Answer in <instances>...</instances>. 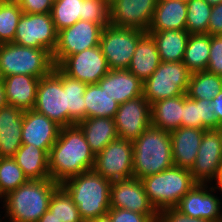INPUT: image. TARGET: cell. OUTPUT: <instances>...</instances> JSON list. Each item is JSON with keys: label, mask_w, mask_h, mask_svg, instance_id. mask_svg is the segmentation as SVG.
<instances>
[{"label": "cell", "mask_w": 222, "mask_h": 222, "mask_svg": "<svg viewBox=\"0 0 222 222\" xmlns=\"http://www.w3.org/2000/svg\"><path fill=\"white\" fill-rule=\"evenodd\" d=\"M95 156L77 124L61 127L48 155L51 180L61 184L72 176L93 169Z\"/></svg>", "instance_id": "6da1fadb"}, {"label": "cell", "mask_w": 222, "mask_h": 222, "mask_svg": "<svg viewBox=\"0 0 222 222\" xmlns=\"http://www.w3.org/2000/svg\"><path fill=\"white\" fill-rule=\"evenodd\" d=\"M112 182L94 169L72 176L60 186L76 204L84 222L106 215L110 209Z\"/></svg>", "instance_id": "7a4b0ae2"}, {"label": "cell", "mask_w": 222, "mask_h": 222, "mask_svg": "<svg viewBox=\"0 0 222 222\" xmlns=\"http://www.w3.org/2000/svg\"><path fill=\"white\" fill-rule=\"evenodd\" d=\"M59 186L51 179L29 180L20 185L2 198L5 217L9 222H38L48 210L52 194Z\"/></svg>", "instance_id": "3957f363"}, {"label": "cell", "mask_w": 222, "mask_h": 222, "mask_svg": "<svg viewBox=\"0 0 222 222\" xmlns=\"http://www.w3.org/2000/svg\"><path fill=\"white\" fill-rule=\"evenodd\" d=\"M132 143L134 178L143 179L174 166L168 131L150 125Z\"/></svg>", "instance_id": "277c9868"}, {"label": "cell", "mask_w": 222, "mask_h": 222, "mask_svg": "<svg viewBox=\"0 0 222 222\" xmlns=\"http://www.w3.org/2000/svg\"><path fill=\"white\" fill-rule=\"evenodd\" d=\"M147 197L157 212L175 207L196 184L190 169L173 166L157 174L140 179Z\"/></svg>", "instance_id": "5b68a950"}, {"label": "cell", "mask_w": 222, "mask_h": 222, "mask_svg": "<svg viewBox=\"0 0 222 222\" xmlns=\"http://www.w3.org/2000/svg\"><path fill=\"white\" fill-rule=\"evenodd\" d=\"M0 66L4 77L24 74L41 78L50 74L55 64L52 54L45 49L10 42L0 44Z\"/></svg>", "instance_id": "8992f818"}, {"label": "cell", "mask_w": 222, "mask_h": 222, "mask_svg": "<svg viewBox=\"0 0 222 222\" xmlns=\"http://www.w3.org/2000/svg\"><path fill=\"white\" fill-rule=\"evenodd\" d=\"M191 73L183 62H160L159 67L143 83V97L153 104L156 101L184 95Z\"/></svg>", "instance_id": "52a82bcc"}, {"label": "cell", "mask_w": 222, "mask_h": 222, "mask_svg": "<svg viewBox=\"0 0 222 222\" xmlns=\"http://www.w3.org/2000/svg\"><path fill=\"white\" fill-rule=\"evenodd\" d=\"M146 32L108 24L103 28L100 47L110 70L128 69L139 39Z\"/></svg>", "instance_id": "ba28073f"}, {"label": "cell", "mask_w": 222, "mask_h": 222, "mask_svg": "<svg viewBox=\"0 0 222 222\" xmlns=\"http://www.w3.org/2000/svg\"><path fill=\"white\" fill-rule=\"evenodd\" d=\"M33 109L61 127L68 126V108L66 91L63 89V72L57 66L50 74L40 78Z\"/></svg>", "instance_id": "9c48e42d"}, {"label": "cell", "mask_w": 222, "mask_h": 222, "mask_svg": "<svg viewBox=\"0 0 222 222\" xmlns=\"http://www.w3.org/2000/svg\"><path fill=\"white\" fill-rule=\"evenodd\" d=\"M93 169L111 182L133 178L132 141L121 138L111 141L96 154Z\"/></svg>", "instance_id": "30bf717a"}, {"label": "cell", "mask_w": 222, "mask_h": 222, "mask_svg": "<svg viewBox=\"0 0 222 222\" xmlns=\"http://www.w3.org/2000/svg\"><path fill=\"white\" fill-rule=\"evenodd\" d=\"M57 35L51 13H23L17 24L13 43L45 49L53 54L57 46Z\"/></svg>", "instance_id": "8fae6325"}, {"label": "cell", "mask_w": 222, "mask_h": 222, "mask_svg": "<svg viewBox=\"0 0 222 222\" xmlns=\"http://www.w3.org/2000/svg\"><path fill=\"white\" fill-rule=\"evenodd\" d=\"M103 27L91 21L78 20L73 26L58 31L57 46L52 54L55 66L67 56L99 46Z\"/></svg>", "instance_id": "7c38bea8"}, {"label": "cell", "mask_w": 222, "mask_h": 222, "mask_svg": "<svg viewBox=\"0 0 222 222\" xmlns=\"http://www.w3.org/2000/svg\"><path fill=\"white\" fill-rule=\"evenodd\" d=\"M222 165V128L206 130L201 140L194 165L190 169L196 183L217 181Z\"/></svg>", "instance_id": "4fadbf2b"}, {"label": "cell", "mask_w": 222, "mask_h": 222, "mask_svg": "<svg viewBox=\"0 0 222 222\" xmlns=\"http://www.w3.org/2000/svg\"><path fill=\"white\" fill-rule=\"evenodd\" d=\"M57 67L67 76L86 84H97L110 70L100 45L67 56Z\"/></svg>", "instance_id": "5bb4252c"}, {"label": "cell", "mask_w": 222, "mask_h": 222, "mask_svg": "<svg viewBox=\"0 0 222 222\" xmlns=\"http://www.w3.org/2000/svg\"><path fill=\"white\" fill-rule=\"evenodd\" d=\"M114 121L118 138L133 142L151 125V105L143 95L121 103Z\"/></svg>", "instance_id": "9a60e30c"}, {"label": "cell", "mask_w": 222, "mask_h": 222, "mask_svg": "<svg viewBox=\"0 0 222 222\" xmlns=\"http://www.w3.org/2000/svg\"><path fill=\"white\" fill-rule=\"evenodd\" d=\"M158 0H115L109 5V24L148 32Z\"/></svg>", "instance_id": "2e32d148"}, {"label": "cell", "mask_w": 222, "mask_h": 222, "mask_svg": "<svg viewBox=\"0 0 222 222\" xmlns=\"http://www.w3.org/2000/svg\"><path fill=\"white\" fill-rule=\"evenodd\" d=\"M196 183L175 206L181 213L193 218L222 222V202L212 194L217 187ZM209 189V190H208Z\"/></svg>", "instance_id": "e0dca14e"}, {"label": "cell", "mask_w": 222, "mask_h": 222, "mask_svg": "<svg viewBox=\"0 0 222 222\" xmlns=\"http://www.w3.org/2000/svg\"><path fill=\"white\" fill-rule=\"evenodd\" d=\"M110 208H121L145 215H158L148 200L141 180L134 177L112 182Z\"/></svg>", "instance_id": "ac0fdd59"}, {"label": "cell", "mask_w": 222, "mask_h": 222, "mask_svg": "<svg viewBox=\"0 0 222 222\" xmlns=\"http://www.w3.org/2000/svg\"><path fill=\"white\" fill-rule=\"evenodd\" d=\"M60 130L61 126L34 109L24 111L22 144H32L49 154L59 137Z\"/></svg>", "instance_id": "d6986e66"}, {"label": "cell", "mask_w": 222, "mask_h": 222, "mask_svg": "<svg viewBox=\"0 0 222 222\" xmlns=\"http://www.w3.org/2000/svg\"><path fill=\"white\" fill-rule=\"evenodd\" d=\"M23 114L9 104L0 108V158L14 157L22 145Z\"/></svg>", "instance_id": "ffe728a7"}, {"label": "cell", "mask_w": 222, "mask_h": 222, "mask_svg": "<svg viewBox=\"0 0 222 222\" xmlns=\"http://www.w3.org/2000/svg\"><path fill=\"white\" fill-rule=\"evenodd\" d=\"M205 131L204 129L180 127L169 132L174 166L192 168Z\"/></svg>", "instance_id": "44dd1931"}, {"label": "cell", "mask_w": 222, "mask_h": 222, "mask_svg": "<svg viewBox=\"0 0 222 222\" xmlns=\"http://www.w3.org/2000/svg\"><path fill=\"white\" fill-rule=\"evenodd\" d=\"M97 84L119 104L143 95V82L129 70H109Z\"/></svg>", "instance_id": "7402d4cb"}, {"label": "cell", "mask_w": 222, "mask_h": 222, "mask_svg": "<svg viewBox=\"0 0 222 222\" xmlns=\"http://www.w3.org/2000/svg\"><path fill=\"white\" fill-rule=\"evenodd\" d=\"M40 78L16 74L4 77L3 84L7 103L23 111L33 109Z\"/></svg>", "instance_id": "603a6c76"}, {"label": "cell", "mask_w": 222, "mask_h": 222, "mask_svg": "<svg viewBox=\"0 0 222 222\" xmlns=\"http://www.w3.org/2000/svg\"><path fill=\"white\" fill-rule=\"evenodd\" d=\"M161 60L153 36L146 32L138 41L129 70L143 83L159 67Z\"/></svg>", "instance_id": "cb8c5ba5"}, {"label": "cell", "mask_w": 222, "mask_h": 222, "mask_svg": "<svg viewBox=\"0 0 222 222\" xmlns=\"http://www.w3.org/2000/svg\"><path fill=\"white\" fill-rule=\"evenodd\" d=\"M187 4L179 0H158L148 32L186 30Z\"/></svg>", "instance_id": "d4e9b609"}, {"label": "cell", "mask_w": 222, "mask_h": 222, "mask_svg": "<svg viewBox=\"0 0 222 222\" xmlns=\"http://www.w3.org/2000/svg\"><path fill=\"white\" fill-rule=\"evenodd\" d=\"M181 127L204 130L220 129V123L215 116L214 106L211 100H193L185 93Z\"/></svg>", "instance_id": "484cf974"}, {"label": "cell", "mask_w": 222, "mask_h": 222, "mask_svg": "<svg viewBox=\"0 0 222 222\" xmlns=\"http://www.w3.org/2000/svg\"><path fill=\"white\" fill-rule=\"evenodd\" d=\"M77 125L84 133L86 141L95 155L118 138L114 118H86Z\"/></svg>", "instance_id": "4316f807"}, {"label": "cell", "mask_w": 222, "mask_h": 222, "mask_svg": "<svg viewBox=\"0 0 222 222\" xmlns=\"http://www.w3.org/2000/svg\"><path fill=\"white\" fill-rule=\"evenodd\" d=\"M48 155L32 144H22L13 158L28 180H46L51 179Z\"/></svg>", "instance_id": "83f0119b"}, {"label": "cell", "mask_w": 222, "mask_h": 222, "mask_svg": "<svg viewBox=\"0 0 222 222\" xmlns=\"http://www.w3.org/2000/svg\"><path fill=\"white\" fill-rule=\"evenodd\" d=\"M184 95L162 99L151 104V125L168 132L181 127Z\"/></svg>", "instance_id": "f1b7e54d"}, {"label": "cell", "mask_w": 222, "mask_h": 222, "mask_svg": "<svg viewBox=\"0 0 222 222\" xmlns=\"http://www.w3.org/2000/svg\"><path fill=\"white\" fill-rule=\"evenodd\" d=\"M150 33L156 44L162 62H182L187 41L190 36L187 30H164Z\"/></svg>", "instance_id": "f546056e"}, {"label": "cell", "mask_w": 222, "mask_h": 222, "mask_svg": "<svg viewBox=\"0 0 222 222\" xmlns=\"http://www.w3.org/2000/svg\"><path fill=\"white\" fill-rule=\"evenodd\" d=\"M210 44L209 34H190L182 60L190 73L207 70Z\"/></svg>", "instance_id": "4dcf8cb0"}, {"label": "cell", "mask_w": 222, "mask_h": 222, "mask_svg": "<svg viewBox=\"0 0 222 222\" xmlns=\"http://www.w3.org/2000/svg\"><path fill=\"white\" fill-rule=\"evenodd\" d=\"M86 107V118H114L119 103L98 84H88L83 95Z\"/></svg>", "instance_id": "1f68e13d"}, {"label": "cell", "mask_w": 222, "mask_h": 222, "mask_svg": "<svg viewBox=\"0 0 222 222\" xmlns=\"http://www.w3.org/2000/svg\"><path fill=\"white\" fill-rule=\"evenodd\" d=\"M87 85L63 73V89L66 91L68 108V126L75 125L81 120L86 119V107L83 95Z\"/></svg>", "instance_id": "d6a6232c"}, {"label": "cell", "mask_w": 222, "mask_h": 222, "mask_svg": "<svg viewBox=\"0 0 222 222\" xmlns=\"http://www.w3.org/2000/svg\"><path fill=\"white\" fill-rule=\"evenodd\" d=\"M222 91V77L207 70L191 73L186 95L193 100H212Z\"/></svg>", "instance_id": "836d02e7"}, {"label": "cell", "mask_w": 222, "mask_h": 222, "mask_svg": "<svg viewBox=\"0 0 222 222\" xmlns=\"http://www.w3.org/2000/svg\"><path fill=\"white\" fill-rule=\"evenodd\" d=\"M56 31L73 26L83 16V0H56L51 10Z\"/></svg>", "instance_id": "e575fe53"}, {"label": "cell", "mask_w": 222, "mask_h": 222, "mask_svg": "<svg viewBox=\"0 0 222 222\" xmlns=\"http://www.w3.org/2000/svg\"><path fill=\"white\" fill-rule=\"evenodd\" d=\"M22 14L16 0H0V44L13 42Z\"/></svg>", "instance_id": "d590c367"}, {"label": "cell", "mask_w": 222, "mask_h": 222, "mask_svg": "<svg viewBox=\"0 0 222 222\" xmlns=\"http://www.w3.org/2000/svg\"><path fill=\"white\" fill-rule=\"evenodd\" d=\"M187 4L186 30L189 34H207L212 5L205 0H189Z\"/></svg>", "instance_id": "8d00e7d4"}, {"label": "cell", "mask_w": 222, "mask_h": 222, "mask_svg": "<svg viewBox=\"0 0 222 222\" xmlns=\"http://www.w3.org/2000/svg\"><path fill=\"white\" fill-rule=\"evenodd\" d=\"M48 210L62 222H84L76 204L61 186L53 192Z\"/></svg>", "instance_id": "74e56055"}, {"label": "cell", "mask_w": 222, "mask_h": 222, "mask_svg": "<svg viewBox=\"0 0 222 222\" xmlns=\"http://www.w3.org/2000/svg\"><path fill=\"white\" fill-rule=\"evenodd\" d=\"M28 181L13 157L0 158V199Z\"/></svg>", "instance_id": "f35d334b"}, {"label": "cell", "mask_w": 222, "mask_h": 222, "mask_svg": "<svg viewBox=\"0 0 222 222\" xmlns=\"http://www.w3.org/2000/svg\"><path fill=\"white\" fill-rule=\"evenodd\" d=\"M109 10L105 0H83V16H80V20L91 21L104 28L109 24Z\"/></svg>", "instance_id": "ab89813d"}, {"label": "cell", "mask_w": 222, "mask_h": 222, "mask_svg": "<svg viewBox=\"0 0 222 222\" xmlns=\"http://www.w3.org/2000/svg\"><path fill=\"white\" fill-rule=\"evenodd\" d=\"M112 222H157L158 215H145L121 208H110L108 213Z\"/></svg>", "instance_id": "60d3db41"}, {"label": "cell", "mask_w": 222, "mask_h": 222, "mask_svg": "<svg viewBox=\"0 0 222 222\" xmlns=\"http://www.w3.org/2000/svg\"><path fill=\"white\" fill-rule=\"evenodd\" d=\"M207 71L222 77V35L211 36Z\"/></svg>", "instance_id": "b9f144b4"}, {"label": "cell", "mask_w": 222, "mask_h": 222, "mask_svg": "<svg viewBox=\"0 0 222 222\" xmlns=\"http://www.w3.org/2000/svg\"><path fill=\"white\" fill-rule=\"evenodd\" d=\"M157 222H211L207 219L193 218L181 213L175 207L164 208L158 212Z\"/></svg>", "instance_id": "7bdbcfd3"}, {"label": "cell", "mask_w": 222, "mask_h": 222, "mask_svg": "<svg viewBox=\"0 0 222 222\" xmlns=\"http://www.w3.org/2000/svg\"><path fill=\"white\" fill-rule=\"evenodd\" d=\"M23 13H51L53 0H16Z\"/></svg>", "instance_id": "ee69618b"}, {"label": "cell", "mask_w": 222, "mask_h": 222, "mask_svg": "<svg viewBox=\"0 0 222 222\" xmlns=\"http://www.w3.org/2000/svg\"><path fill=\"white\" fill-rule=\"evenodd\" d=\"M207 34L210 36L222 35V3L212 6Z\"/></svg>", "instance_id": "f6af8a7d"}, {"label": "cell", "mask_w": 222, "mask_h": 222, "mask_svg": "<svg viewBox=\"0 0 222 222\" xmlns=\"http://www.w3.org/2000/svg\"><path fill=\"white\" fill-rule=\"evenodd\" d=\"M214 106V113L217 117V121L220 123V129L222 128V91L211 100Z\"/></svg>", "instance_id": "bcb514c9"}, {"label": "cell", "mask_w": 222, "mask_h": 222, "mask_svg": "<svg viewBox=\"0 0 222 222\" xmlns=\"http://www.w3.org/2000/svg\"><path fill=\"white\" fill-rule=\"evenodd\" d=\"M38 222H62L58 218L54 216L49 210H47L41 218L38 220Z\"/></svg>", "instance_id": "7dc6e473"}, {"label": "cell", "mask_w": 222, "mask_h": 222, "mask_svg": "<svg viewBox=\"0 0 222 222\" xmlns=\"http://www.w3.org/2000/svg\"><path fill=\"white\" fill-rule=\"evenodd\" d=\"M7 103L6 95H5V87L3 82H0V108L5 106Z\"/></svg>", "instance_id": "c3c4849f"}, {"label": "cell", "mask_w": 222, "mask_h": 222, "mask_svg": "<svg viewBox=\"0 0 222 222\" xmlns=\"http://www.w3.org/2000/svg\"><path fill=\"white\" fill-rule=\"evenodd\" d=\"M86 222H112L110 219V216L108 214L103 215V216H99L96 219H92Z\"/></svg>", "instance_id": "681fc988"}, {"label": "cell", "mask_w": 222, "mask_h": 222, "mask_svg": "<svg viewBox=\"0 0 222 222\" xmlns=\"http://www.w3.org/2000/svg\"><path fill=\"white\" fill-rule=\"evenodd\" d=\"M215 185H216L217 189L221 190V192H222V165H221V170H220V173H219V178L216 181Z\"/></svg>", "instance_id": "f907efd6"}, {"label": "cell", "mask_w": 222, "mask_h": 222, "mask_svg": "<svg viewBox=\"0 0 222 222\" xmlns=\"http://www.w3.org/2000/svg\"><path fill=\"white\" fill-rule=\"evenodd\" d=\"M209 5H217L219 3H222V0H205Z\"/></svg>", "instance_id": "816d5d0a"}, {"label": "cell", "mask_w": 222, "mask_h": 222, "mask_svg": "<svg viewBox=\"0 0 222 222\" xmlns=\"http://www.w3.org/2000/svg\"><path fill=\"white\" fill-rule=\"evenodd\" d=\"M4 79V76L2 74V69H1V66H0V82H2Z\"/></svg>", "instance_id": "f5cc1de1"}, {"label": "cell", "mask_w": 222, "mask_h": 222, "mask_svg": "<svg viewBox=\"0 0 222 222\" xmlns=\"http://www.w3.org/2000/svg\"><path fill=\"white\" fill-rule=\"evenodd\" d=\"M115 0H105V2L110 5L111 3H113Z\"/></svg>", "instance_id": "db71d44e"}]
</instances>
